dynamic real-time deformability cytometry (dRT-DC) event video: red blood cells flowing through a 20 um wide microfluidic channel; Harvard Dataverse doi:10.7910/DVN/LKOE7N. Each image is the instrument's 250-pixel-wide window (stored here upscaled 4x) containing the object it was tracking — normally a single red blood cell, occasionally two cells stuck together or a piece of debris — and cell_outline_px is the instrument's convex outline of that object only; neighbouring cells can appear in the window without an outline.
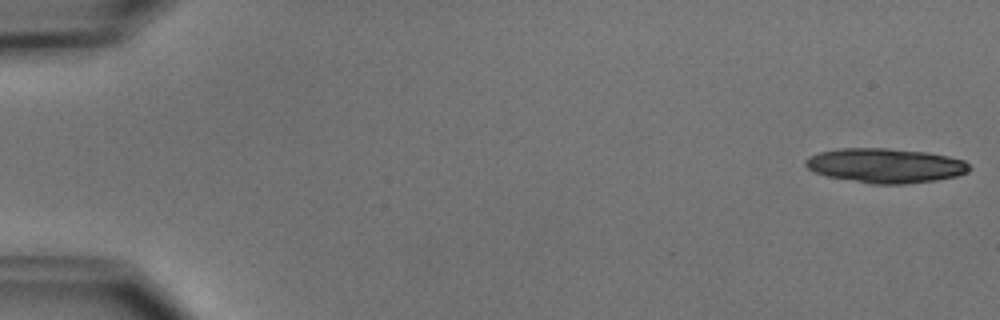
{"species": "common noctule bat (a hibernating species)", "species_latin": "Nyctalus noctula", "temperature_condition": "cold", "stored_images_in_passage": 5, "camera_frame_rate_fps": 3000, "um_per_image_px": 0.085, "animal": {"sex": "male", "body_mass_g": 15.6}, "frame": {"image": 1, "passage_image": 1, "time_ms": 0.0, "image_size_px": [1000, 320], "cell_outline_px": [[972, 168], [968, 172], [956, 176], [936, 180], [904, 184], [872, 184], [828, 176], [816, 172], [808, 168], [804, 164], [804, 160], [808, 156], [820, 152], [840, 148], [884, 148], [928, 152], [948, 156], [964, 160]], "centroid_in_image_um": [75.27, 14.07], "position_along_channel_um": 9.7, "area_um2": 32.95}}
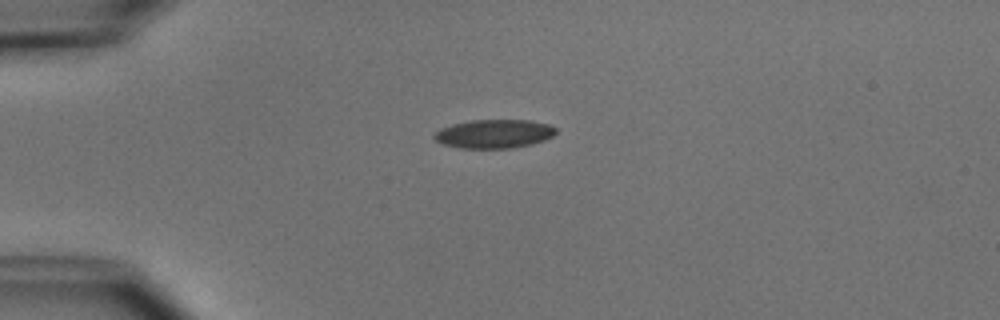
{"frame": {"image": 2, "passage_image": 5, "time_ms": 6.333, "image_size_px": [1000, 320], "cell_outline_px": [[556, 132], [552, 136], [544, 140], [532, 144], [512, 148], [460, 148], [444, 144], [436, 140], [432, 136], [440, 128], [452, 124], [472, 120], [528, 120], [548, 124], [556, 128]], "centroid_in_image_um": [41.99, 11.37], "position_along_channel_um": 43.0, "area_um2": 20.29}}